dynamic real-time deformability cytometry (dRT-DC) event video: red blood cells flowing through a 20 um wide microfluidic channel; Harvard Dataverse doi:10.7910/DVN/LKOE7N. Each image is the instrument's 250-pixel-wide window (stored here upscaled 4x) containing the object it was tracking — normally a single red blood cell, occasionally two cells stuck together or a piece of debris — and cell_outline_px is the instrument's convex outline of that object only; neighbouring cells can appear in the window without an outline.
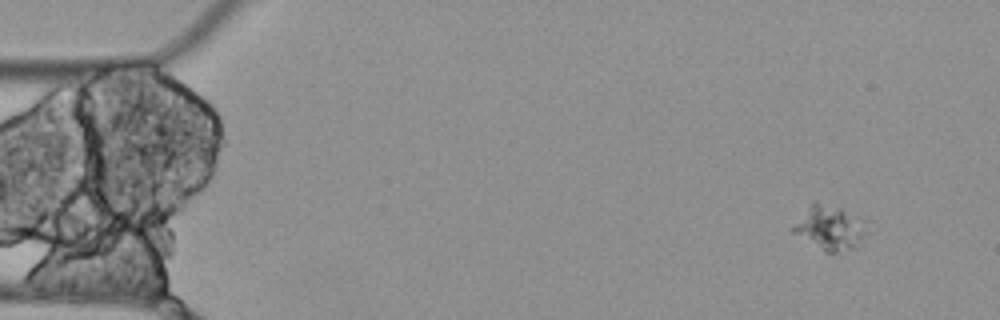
{"species": "Egyptian fruit bat (a non-hibernating species)", "species_latin": "Rousettus aegyptiacus", "temperature_condition": "cold", "stored_images_in_passage": 4, "camera_frame_rate_fps": 3000, "um_per_image_px": 0.085, "animal": {"sex": "female"}, "frame": {"image": 1, "passage_image": 1, "time_ms": 0.0, "image_size_px": [1000, 320], "cell_outline_px": [[868, 232], [860, 244], [856, 248], [836, 252], [824, 252], [792, 232], [792, 228], [812, 200], [816, 200], [840, 208], [864, 220]], "centroid_in_image_um": [70.56, 19.36], "position_along_channel_um": 14.4, "area_um2": 19.07}}
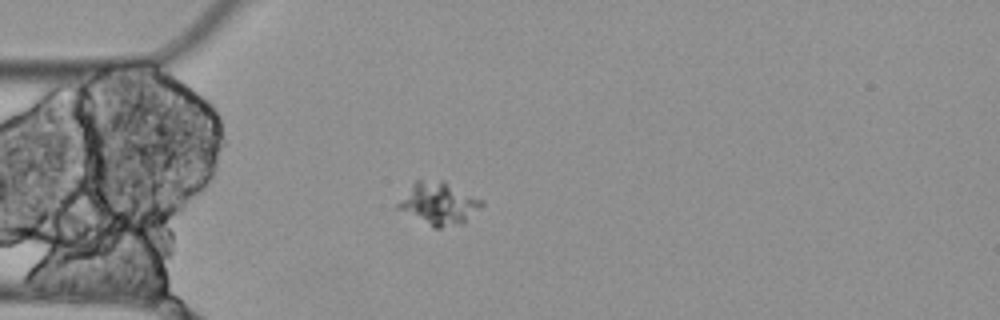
{"frame": {"image": 2, "passage_image": 4, "time_ms": 1.0, "image_size_px": [1000, 320], "cell_outline_px": [[484, 204], [464, 224], [440, 228], [432, 228], [396, 208], [396, 204], [412, 184], [416, 180], [444, 180], [484, 200]], "centroid_in_image_um": [37.31, 17.31], "position_along_channel_um": 47.7, "area_um2": 20.98}}